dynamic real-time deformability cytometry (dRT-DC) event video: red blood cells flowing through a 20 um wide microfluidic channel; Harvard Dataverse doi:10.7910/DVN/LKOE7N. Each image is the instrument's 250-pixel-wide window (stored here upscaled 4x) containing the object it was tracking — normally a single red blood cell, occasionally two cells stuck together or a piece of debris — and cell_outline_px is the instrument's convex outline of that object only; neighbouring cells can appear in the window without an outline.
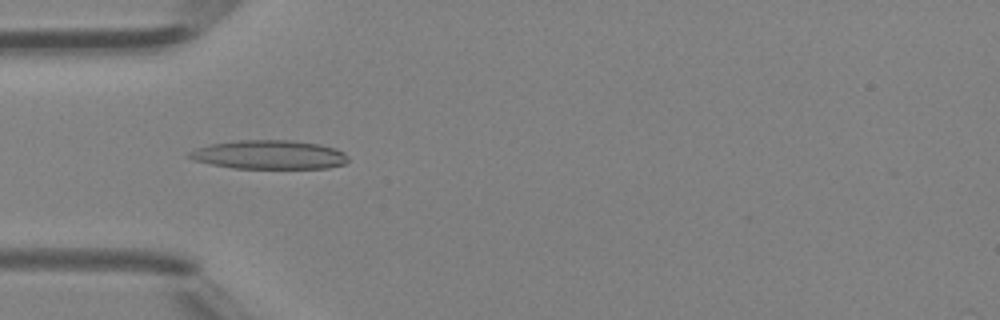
{"species": "Egyptian fruit bat (a non-hibernating species)", "species_latin": "Rousettus aegyptiacus", "temperature_condition": "room temperature", "stored_images_in_passage": 46, "camera_frame_rate_fps": 3000, "um_per_image_px": 0.085, "animal": {"sex": "female"}, "frame": {"image": 1, "passage_image": 14, "time_ms": 4.333, "image_size_px": [1000, 320], "cell_outline_px": [[348, 160], [344, 164], [328, 168], [232, 168], [212, 164], [196, 160], [188, 156], [188, 152], [196, 148], [212, 144], [240, 140], [292, 140], [320, 144], [336, 148], [344, 152], [348, 156]], "centroid_in_image_um": [22.93, 13.15], "position_along_channel_um": 62.1, "area_um2": 26.65}}
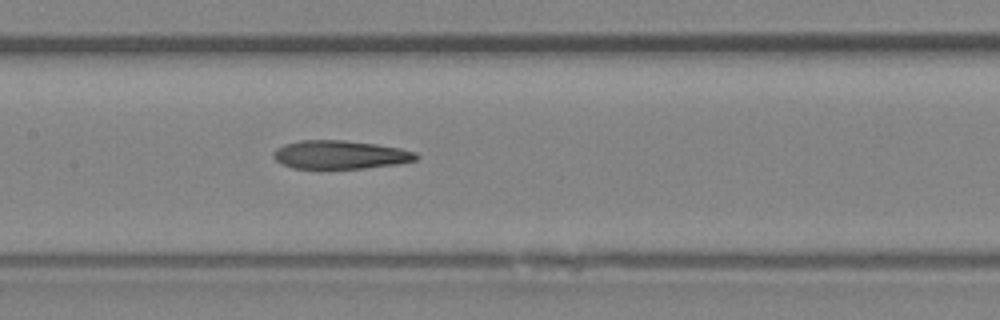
{"frame": {"image": 2, "passage_image": 22, "time_ms": 7.0, "image_size_px": [1000, 320], "cell_outline_px": [[420, 156], [416, 160], [396, 164], [364, 168], [292, 168], [276, 160], [272, 156], [272, 152], [276, 148], [284, 144], [300, 140], [344, 140], [376, 144], [400, 148], [416, 152]], "centroid_in_image_um": [28.91, 13.14], "position_along_channel_um": 178.5, "area_um2": 23.64}}
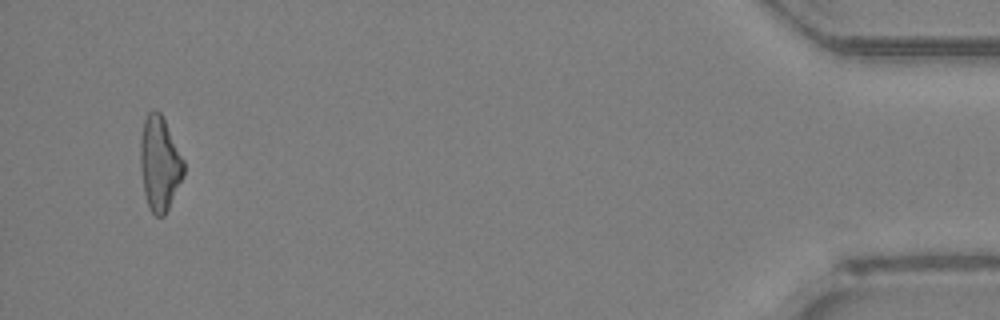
{"frame": {"image": 3, "passage_image": 44, "time_ms": 14.333, "image_size_px": [1000, 320], "cell_outline_px": [[184, 176], [164, 216], [156, 216], [152, 212], [148, 204], [144, 192], [140, 168], [140, 140], [144, 120], [148, 112], [156, 108], [160, 112], [184, 160]], "centroid_in_image_um": [13.56, 13.89], "position_along_channel_um": 421.6, "area_um2": 23.7}, "authors_computed_cell_mechanics": {"area_um2": 24.3049, "velocity_mm_per_s": 4.4425, "shape_relaxation_time_tau1_ms": null, "shape_relaxation_time_tau2_ms": 7.0429, "deformation_change_tau1": null, "deformation_change_tau2": 0.2423}}